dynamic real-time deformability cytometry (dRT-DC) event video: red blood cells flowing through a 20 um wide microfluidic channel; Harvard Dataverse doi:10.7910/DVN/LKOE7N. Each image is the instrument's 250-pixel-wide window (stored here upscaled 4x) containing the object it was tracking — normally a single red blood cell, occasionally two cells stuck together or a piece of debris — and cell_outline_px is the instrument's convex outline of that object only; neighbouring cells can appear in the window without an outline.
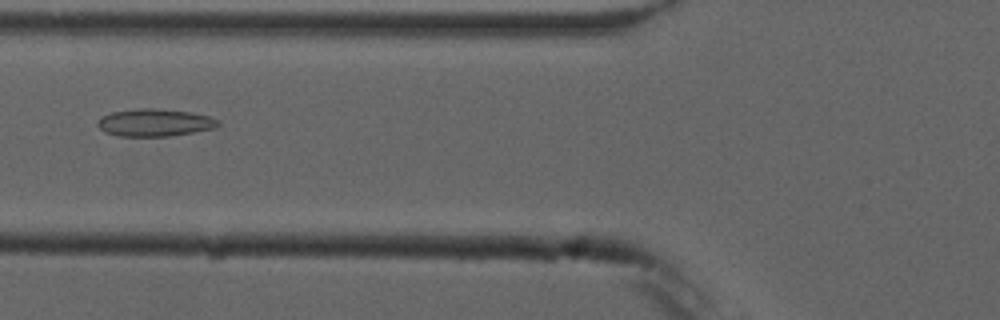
{"species": "common noctule bat (a hibernating species)", "species_latin": "Nyctalus noctula", "temperature_condition": "cold", "stored_images_in_passage": 5, "camera_frame_rate_fps": 3000, "um_per_image_px": 0.085, "animal": {"sex": "male", "forearm_length_mm": 52.5}, "frame": {"image": 1, "passage_image": 5, "time_ms": 4.667, "image_size_px": [1000, 320], "cell_outline_px": [[220, 124], [216, 128], [168, 136], [120, 136], [104, 132], [96, 124], [104, 116], [112, 112], [136, 108], [160, 108], [192, 112], [208, 116], [220, 120]], "centroid_in_image_um": [13.19, 10.41], "position_along_channel_um": 112.6, "area_um2": 19.31}}